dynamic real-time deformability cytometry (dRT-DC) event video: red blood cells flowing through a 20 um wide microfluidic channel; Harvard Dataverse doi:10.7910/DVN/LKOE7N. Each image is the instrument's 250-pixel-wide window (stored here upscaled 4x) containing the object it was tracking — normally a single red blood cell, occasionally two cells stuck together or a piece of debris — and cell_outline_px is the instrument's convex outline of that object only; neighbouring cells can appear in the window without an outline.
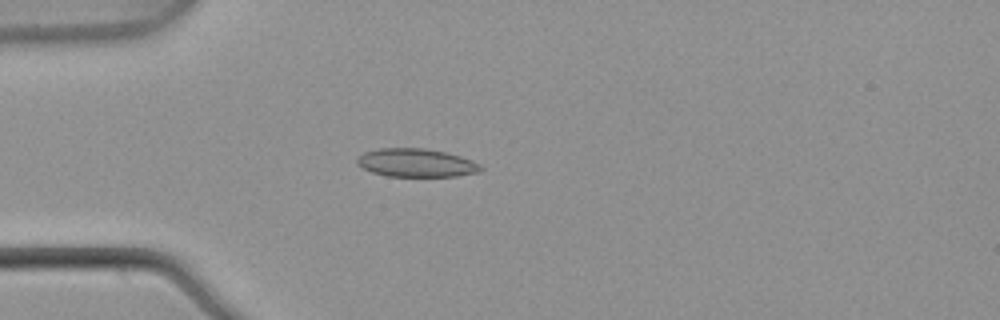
{"species": "common noctule bat (a hibernating species)", "species_latin": "Nyctalus noctula", "temperature_condition": "warm", "stored_images_in_passage": 4, "camera_frame_rate_fps": 3000, "um_per_image_px": 0.085, "animal": {"sex": "male", "body_mass_g": 21.5, "forearm_length_mm": 52.0}, "frame": {"image": 1, "passage_image": 4, "time_ms": 1.0, "image_size_px": [1000, 320], "cell_outline_px": [[484, 168], [480, 172], [456, 176], [388, 176], [372, 172], [356, 164], [356, 156], [364, 152], [376, 148], [424, 148], [444, 152], [460, 156], [472, 160], [480, 164]], "centroid_in_image_um": [35.36, 13.83], "position_along_channel_um": 49.6, "area_um2": 20.52}}